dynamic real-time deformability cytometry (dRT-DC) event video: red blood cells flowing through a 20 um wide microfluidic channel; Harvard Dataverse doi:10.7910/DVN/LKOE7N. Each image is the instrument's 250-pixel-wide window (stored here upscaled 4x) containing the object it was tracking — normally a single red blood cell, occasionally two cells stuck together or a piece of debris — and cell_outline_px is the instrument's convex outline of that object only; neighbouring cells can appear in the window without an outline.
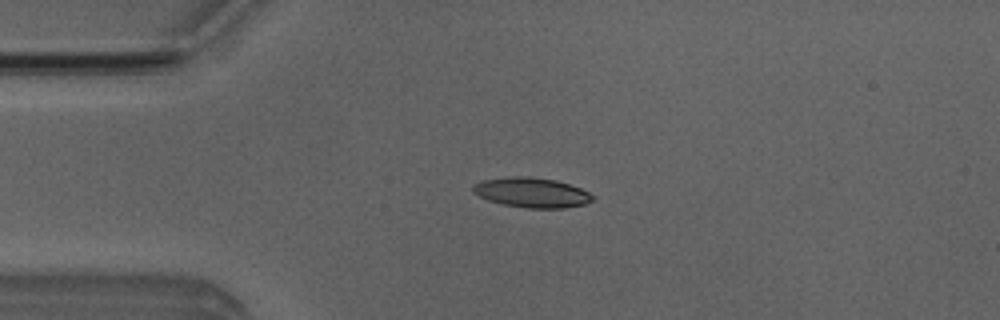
{"species": "Egyptian fruit bat (a non-hibernating species)", "species_latin": "Rousettus aegyptiacus", "temperature_condition": "room temperature", "stored_images_in_passage": 5, "camera_frame_rate_fps": 3000, "um_per_image_px": 0.085, "animal": {"sex": "male"}, "frame": {"image": 1, "passage_image": 3, "time_ms": 2.333, "image_size_px": [1000, 320], "cell_outline_px": [[596, 196], [592, 200], [584, 204], [564, 208], [528, 208], [504, 204], [488, 200], [472, 192], [472, 188], [476, 184], [484, 180], [508, 176], [532, 176], [556, 180], [580, 188]], "centroid_in_image_um": [45.21, 16.36], "position_along_channel_um": 39.8, "area_um2": 20.75}}